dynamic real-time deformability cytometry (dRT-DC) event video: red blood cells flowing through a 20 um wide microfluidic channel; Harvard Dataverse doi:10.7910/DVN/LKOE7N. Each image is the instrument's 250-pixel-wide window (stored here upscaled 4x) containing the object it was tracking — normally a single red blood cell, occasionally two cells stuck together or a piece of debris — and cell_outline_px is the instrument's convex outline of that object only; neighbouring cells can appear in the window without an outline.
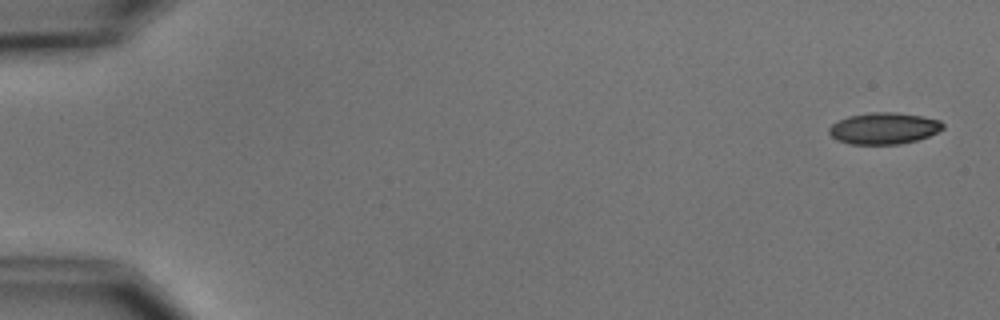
{"species": "common noctule bat (a hibernating species)", "species_latin": "Nyctalus noctula", "temperature_condition": "cold", "stored_images_in_passage": 6, "camera_frame_rate_fps": 3000, "um_per_image_px": 0.085, "animal": {"sex": "male", "body_mass_g": 15.6}, "frame": {"image": 1, "passage_image": 1, "time_ms": 0.0, "image_size_px": [1000, 320], "cell_outline_px": [[944, 128], [928, 136], [916, 140], [900, 144], [848, 144], [836, 140], [828, 132], [828, 128], [832, 124], [848, 116], [872, 112], [896, 112], [920, 116], [940, 120], [944, 124]], "centroid_in_image_um": [75.11, 10.91], "position_along_channel_um": 9.9, "area_um2": 20.87}}
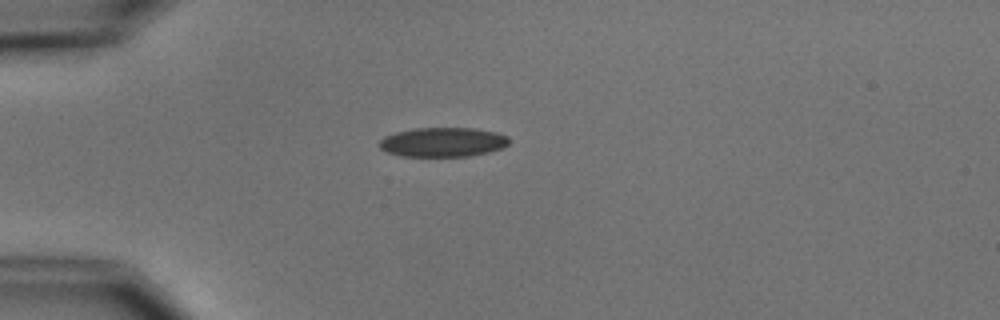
{"frame": {"image": 2, "passage_image": 5, "time_ms": 4.333, "image_size_px": [1000, 320], "cell_outline_px": [[508, 144], [500, 148], [488, 152], [468, 156], [400, 156], [388, 152], [380, 148], [376, 144], [384, 136], [396, 132], [416, 128], [476, 128], [496, 132], [508, 136]], "centroid_in_image_um": [37.61, 12.07], "position_along_channel_um": 47.4, "area_um2": 22.2}}